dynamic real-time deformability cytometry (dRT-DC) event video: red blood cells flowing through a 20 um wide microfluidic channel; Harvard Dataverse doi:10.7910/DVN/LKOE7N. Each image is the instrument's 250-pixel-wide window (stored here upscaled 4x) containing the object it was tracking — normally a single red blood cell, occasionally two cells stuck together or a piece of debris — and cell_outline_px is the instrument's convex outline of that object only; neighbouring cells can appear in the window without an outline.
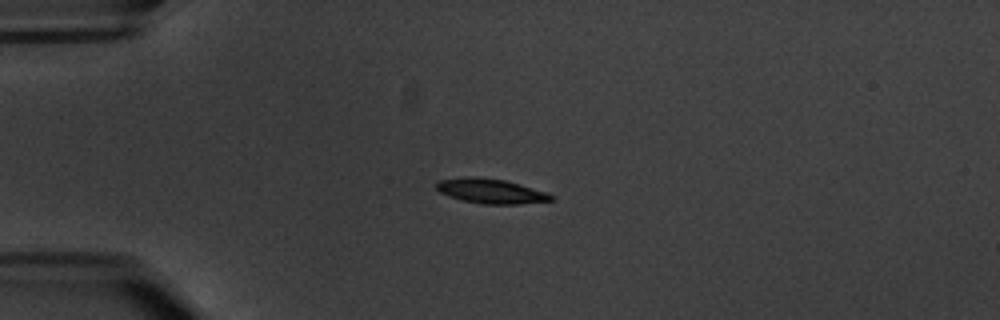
{"species": "common noctule bat (a hibernating species)", "species_latin": "Nyctalus noctula", "temperature_condition": "warm", "stored_images_in_passage": 6, "camera_frame_rate_fps": 3000, "um_per_image_px": 0.085, "animal": {"sex": "male", "body_mass_g": 20.1, "forearm_length_mm": 53.5}, "frame": {"image": 1, "passage_image": 5, "time_ms": 4.667, "image_size_px": [1000, 320], "cell_outline_px": [[556, 196], [552, 200], [516, 204], [484, 204], [464, 200], [440, 192], [436, 188], [436, 180], [468, 176], [472, 176], [504, 180], [548, 192]], "centroid_in_image_um": [41.73, 16.23], "position_along_channel_um": 43.3, "area_um2": 16.36}}